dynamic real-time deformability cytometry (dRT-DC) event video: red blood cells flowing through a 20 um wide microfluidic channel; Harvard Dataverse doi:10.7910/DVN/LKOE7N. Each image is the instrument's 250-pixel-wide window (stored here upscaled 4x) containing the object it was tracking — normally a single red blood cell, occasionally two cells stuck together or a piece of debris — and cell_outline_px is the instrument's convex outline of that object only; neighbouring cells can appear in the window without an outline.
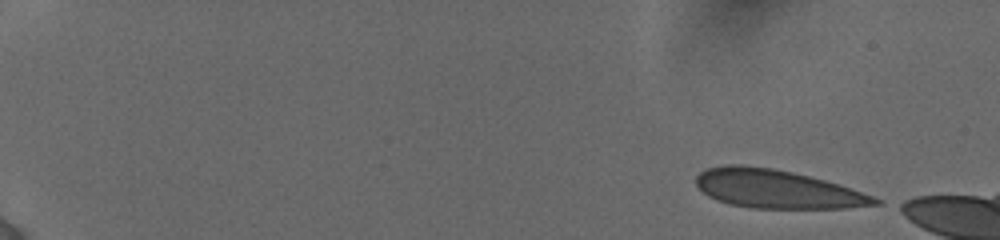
{"species": "human", "species_latin": "Homo sapiens", "temperature_condition": "cold", "stored_images_in_passage": 10, "camera_frame_rate_fps": 3000, "um_per_image_px": 0.085, "donor": {"sex": "female"}, "frame": {"image": 1, "passage_image": 1, "time_ms": 0.0, "image_size_px": [1000, 240], "cell_outline_px": [[884, 204], [848, 208], [752, 208], [728, 204], [716, 200], [708, 196], [696, 184], [696, 176], [700, 172], [708, 168], [728, 164], [740, 164], [772, 168], [792, 172], [840, 184], [884, 200]], "centroid_in_image_um": [66.07, 16.07], "position_along_channel_um": 18.9, "area_um2": 40.23}}